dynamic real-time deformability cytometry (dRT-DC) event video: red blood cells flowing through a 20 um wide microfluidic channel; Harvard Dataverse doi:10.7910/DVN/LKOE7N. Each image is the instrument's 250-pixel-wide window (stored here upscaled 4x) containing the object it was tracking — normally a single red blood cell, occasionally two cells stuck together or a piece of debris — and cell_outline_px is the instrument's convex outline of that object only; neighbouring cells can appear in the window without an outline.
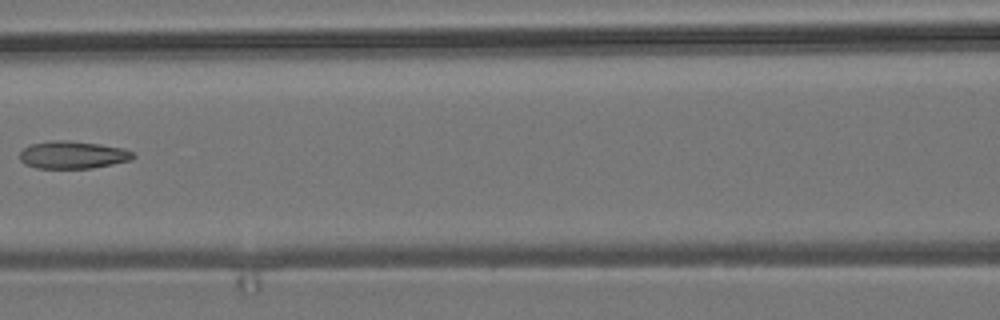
{"species": "common noctule bat (a hibernating species)", "species_latin": "Nyctalus noctula", "temperature_condition": "room temperature", "stored_images_in_passage": 4, "camera_frame_rate_fps": 3000, "um_per_image_px": 0.085, "animal": {"sex": "male", "body_mass_g": 19.2, "forearm_length_mm": 51.8}, "frame": {"image": 1, "passage_image": 3, "time_ms": 2.667, "image_size_px": [1000, 320], "cell_outline_px": [[136, 156], [132, 160], [92, 168], [36, 168], [24, 164], [20, 160], [20, 152], [24, 148], [32, 144], [52, 140], [68, 140], [100, 144], [124, 148], [132, 152]], "centroid_in_image_um": [6.19, 13.16], "position_along_channel_um": 160.4, "area_um2": 18.26}}
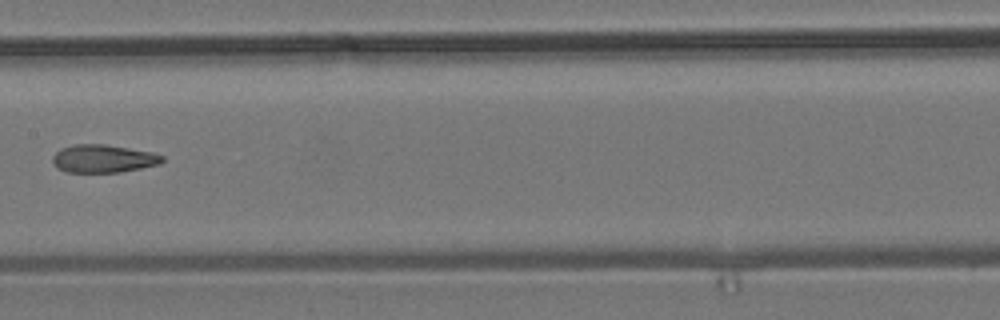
{"frame": {"image": 2, "passage_image": 4, "time_ms": 3.667, "image_size_px": [1000, 320], "cell_outline_px": [[164, 160], [160, 164], [120, 172], [68, 172], [56, 168], [52, 160], [52, 156], [60, 148], [72, 144], [104, 144], [152, 152], [164, 156]], "centroid_in_image_um": [8.75, 13.48], "position_along_channel_um": 198.6, "area_um2": 17.92}}